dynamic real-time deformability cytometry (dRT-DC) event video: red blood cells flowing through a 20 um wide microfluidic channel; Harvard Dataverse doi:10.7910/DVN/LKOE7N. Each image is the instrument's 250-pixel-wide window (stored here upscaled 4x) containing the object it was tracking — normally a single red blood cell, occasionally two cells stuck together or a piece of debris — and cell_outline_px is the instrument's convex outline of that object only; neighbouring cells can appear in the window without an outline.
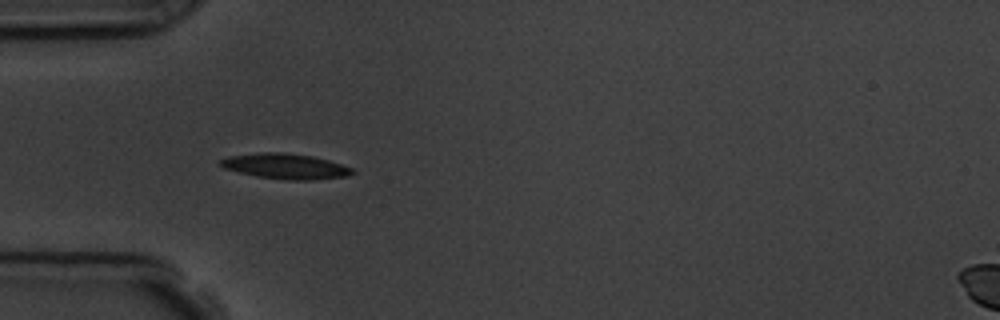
{"species": "common noctule bat (a hibernating species)", "species_latin": "Nyctalus noctula", "temperature_condition": "room temperature", "stored_images_in_passage": 6, "camera_frame_rate_fps": 3000, "um_per_image_px": 0.085, "animal": {"sex": "male", "body_mass_g": 19.5, "forearm_length_mm": 54.6}, "frame": {"image": 1, "passage_image": 5, "time_ms": 5.333, "image_size_px": [1000, 320], "cell_outline_px": [[356, 172], [348, 176], [312, 180], [288, 180], [256, 176], [224, 168], [216, 164], [220, 160], [228, 156], [260, 152], [284, 152], [312, 156], [328, 160], [352, 168]], "centroid_in_image_um": [24.25, 14.13], "position_along_channel_um": 60.8, "area_um2": 19.54}}
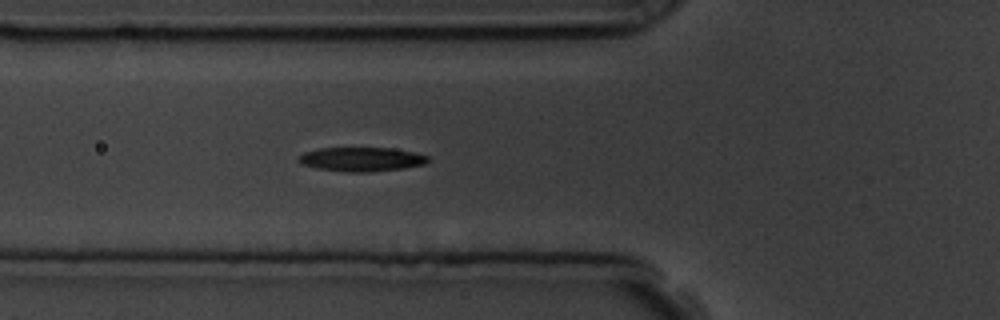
{"frame": {"image": 2, "passage_image": 6, "time_ms": 6.333, "image_size_px": [1000, 320], "cell_outline_px": [[428, 160], [424, 164], [404, 168], [368, 172], [348, 172], [316, 168], [300, 164], [296, 160], [304, 152], [320, 148], [392, 148], [412, 152], [428, 156]], "centroid_in_image_um": [30.68, 13.54], "position_along_channel_um": 95.1, "area_um2": 18.09}}